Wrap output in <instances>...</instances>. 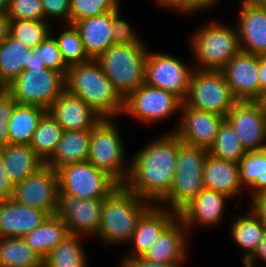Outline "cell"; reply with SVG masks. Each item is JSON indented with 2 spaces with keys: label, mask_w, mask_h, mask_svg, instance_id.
Instances as JSON below:
<instances>
[{
  "label": "cell",
  "mask_w": 266,
  "mask_h": 267,
  "mask_svg": "<svg viewBox=\"0 0 266 267\" xmlns=\"http://www.w3.org/2000/svg\"><path fill=\"white\" fill-rule=\"evenodd\" d=\"M181 143L171 130L144 145L131 158L129 176L124 185L140 198L158 205L173 185Z\"/></svg>",
  "instance_id": "1"
},
{
  "label": "cell",
  "mask_w": 266,
  "mask_h": 267,
  "mask_svg": "<svg viewBox=\"0 0 266 267\" xmlns=\"http://www.w3.org/2000/svg\"><path fill=\"white\" fill-rule=\"evenodd\" d=\"M65 83L69 93L82 99L102 118L115 119L123 114L124 99L96 59L69 66Z\"/></svg>",
  "instance_id": "2"
},
{
  "label": "cell",
  "mask_w": 266,
  "mask_h": 267,
  "mask_svg": "<svg viewBox=\"0 0 266 267\" xmlns=\"http://www.w3.org/2000/svg\"><path fill=\"white\" fill-rule=\"evenodd\" d=\"M152 205L125 185H120L103 199L100 229L96 236L98 241L107 246L128 244L142 215Z\"/></svg>",
  "instance_id": "3"
},
{
  "label": "cell",
  "mask_w": 266,
  "mask_h": 267,
  "mask_svg": "<svg viewBox=\"0 0 266 267\" xmlns=\"http://www.w3.org/2000/svg\"><path fill=\"white\" fill-rule=\"evenodd\" d=\"M147 49L144 42L113 44L96 59L123 99L145 83Z\"/></svg>",
  "instance_id": "4"
},
{
  "label": "cell",
  "mask_w": 266,
  "mask_h": 267,
  "mask_svg": "<svg viewBox=\"0 0 266 267\" xmlns=\"http://www.w3.org/2000/svg\"><path fill=\"white\" fill-rule=\"evenodd\" d=\"M190 37V48L196 63L192 65L194 69L221 70L241 51L236 27L214 20L196 29Z\"/></svg>",
  "instance_id": "5"
},
{
  "label": "cell",
  "mask_w": 266,
  "mask_h": 267,
  "mask_svg": "<svg viewBox=\"0 0 266 267\" xmlns=\"http://www.w3.org/2000/svg\"><path fill=\"white\" fill-rule=\"evenodd\" d=\"M207 154V149L203 147L183 142L178 146L173 185L158 205L179 213L205 188L203 172Z\"/></svg>",
  "instance_id": "6"
},
{
  "label": "cell",
  "mask_w": 266,
  "mask_h": 267,
  "mask_svg": "<svg viewBox=\"0 0 266 267\" xmlns=\"http://www.w3.org/2000/svg\"><path fill=\"white\" fill-rule=\"evenodd\" d=\"M113 120L102 118L91 130L87 161L124 185L129 176L130 161L125 157L122 136Z\"/></svg>",
  "instance_id": "7"
},
{
  "label": "cell",
  "mask_w": 266,
  "mask_h": 267,
  "mask_svg": "<svg viewBox=\"0 0 266 267\" xmlns=\"http://www.w3.org/2000/svg\"><path fill=\"white\" fill-rule=\"evenodd\" d=\"M5 89L18 104L37 105L48 110L66 90L65 75L48 68H29Z\"/></svg>",
  "instance_id": "8"
},
{
  "label": "cell",
  "mask_w": 266,
  "mask_h": 267,
  "mask_svg": "<svg viewBox=\"0 0 266 267\" xmlns=\"http://www.w3.org/2000/svg\"><path fill=\"white\" fill-rule=\"evenodd\" d=\"M237 102L221 70H193L183 101L186 106L226 118Z\"/></svg>",
  "instance_id": "9"
},
{
  "label": "cell",
  "mask_w": 266,
  "mask_h": 267,
  "mask_svg": "<svg viewBox=\"0 0 266 267\" xmlns=\"http://www.w3.org/2000/svg\"><path fill=\"white\" fill-rule=\"evenodd\" d=\"M59 192L80 199H105L120 184L91 162H76L57 170Z\"/></svg>",
  "instance_id": "10"
},
{
  "label": "cell",
  "mask_w": 266,
  "mask_h": 267,
  "mask_svg": "<svg viewBox=\"0 0 266 267\" xmlns=\"http://www.w3.org/2000/svg\"><path fill=\"white\" fill-rule=\"evenodd\" d=\"M182 103L175 94L144 83L124 99L123 114L131 115L139 122L154 124L176 114Z\"/></svg>",
  "instance_id": "11"
},
{
  "label": "cell",
  "mask_w": 266,
  "mask_h": 267,
  "mask_svg": "<svg viewBox=\"0 0 266 267\" xmlns=\"http://www.w3.org/2000/svg\"><path fill=\"white\" fill-rule=\"evenodd\" d=\"M189 66V67H188ZM194 67L169 53L147 52L145 83L168 91L185 100Z\"/></svg>",
  "instance_id": "12"
},
{
  "label": "cell",
  "mask_w": 266,
  "mask_h": 267,
  "mask_svg": "<svg viewBox=\"0 0 266 267\" xmlns=\"http://www.w3.org/2000/svg\"><path fill=\"white\" fill-rule=\"evenodd\" d=\"M225 119L246 152L266 149V110L262 101H238Z\"/></svg>",
  "instance_id": "13"
},
{
  "label": "cell",
  "mask_w": 266,
  "mask_h": 267,
  "mask_svg": "<svg viewBox=\"0 0 266 267\" xmlns=\"http://www.w3.org/2000/svg\"><path fill=\"white\" fill-rule=\"evenodd\" d=\"M58 192L57 171L44 164L34 174L15 184L11 199L20 204L41 209L50 216L55 215Z\"/></svg>",
  "instance_id": "14"
},
{
  "label": "cell",
  "mask_w": 266,
  "mask_h": 267,
  "mask_svg": "<svg viewBox=\"0 0 266 267\" xmlns=\"http://www.w3.org/2000/svg\"><path fill=\"white\" fill-rule=\"evenodd\" d=\"M103 199H80L58 193L55 215L66 225L70 234L97 236L100 229Z\"/></svg>",
  "instance_id": "15"
},
{
  "label": "cell",
  "mask_w": 266,
  "mask_h": 267,
  "mask_svg": "<svg viewBox=\"0 0 266 267\" xmlns=\"http://www.w3.org/2000/svg\"><path fill=\"white\" fill-rule=\"evenodd\" d=\"M181 116L173 132L185 144L209 149L225 117L208 111H201L182 103ZM180 119V120H179Z\"/></svg>",
  "instance_id": "16"
},
{
  "label": "cell",
  "mask_w": 266,
  "mask_h": 267,
  "mask_svg": "<svg viewBox=\"0 0 266 267\" xmlns=\"http://www.w3.org/2000/svg\"><path fill=\"white\" fill-rule=\"evenodd\" d=\"M221 71L238 101H260L259 55L240 51Z\"/></svg>",
  "instance_id": "17"
},
{
  "label": "cell",
  "mask_w": 266,
  "mask_h": 267,
  "mask_svg": "<svg viewBox=\"0 0 266 267\" xmlns=\"http://www.w3.org/2000/svg\"><path fill=\"white\" fill-rule=\"evenodd\" d=\"M178 217V213L160 205H152L141 217L129 243L133 246L121 260L143 257L161 233ZM131 251V252H130Z\"/></svg>",
  "instance_id": "18"
},
{
  "label": "cell",
  "mask_w": 266,
  "mask_h": 267,
  "mask_svg": "<svg viewBox=\"0 0 266 267\" xmlns=\"http://www.w3.org/2000/svg\"><path fill=\"white\" fill-rule=\"evenodd\" d=\"M229 200L231 198L226 194L204 188L178 213V217L188 232L199 225L215 226L221 223Z\"/></svg>",
  "instance_id": "19"
},
{
  "label": "cell",
  "mask_w": 266,
  "mask_h": 267,
  "mask_svg": "<svg viewBox=\"0 0 266 267\" xmlns=\"http://www.w3.org/2000/svg\"><path fill=\"white\" fill-rule=\"evenodd\" d=\"M237 19V33L242 52L266 55V12L252 1H241Z\"/></svg>",
  "instance_id": "20"
},
{
  "label": "cell",
  "mask_w": 266,
  "mask_h": 267,
  "mask_svg": "<svg viewBox=\"0 0 266 267\" xmlns=\"http://www.w3.org/2000/svg\"><path fill=\"white\" fill-rule=\"evenodd\" d=\"M48 112L64 131L92 130L102 119L82 99L67 90L53 102Z\"/></svg>",
  "instance_id": "21"
},
{
  "label": "cell",
  "mask_w": 266,
  "mask_h": 267,
  "mask_svg": "<svg viewBox=\"0 0 266 267\" xmlns=\"http://www.w3.org/2000/svg\"><path fill=\"white\" fill-rule=\"evenodd\" d=\"M48 216L41 209L20 204L13 199L0 200V238L24 237Z\"/></svg>",
  "instance_id": "22"
},
{
  "label": "cell",
  "mask_w": 266,
  "mask_h": 267,
  "mask_svg": "<svg viewBox=\"0 0 266 267\" xmlns=\"http://www.w3.org/2000/svg\"><path fill=\"white\" fill-rule=\"evenodd\" d=\"M189 233L183 221L177 217L159 236L144 259L161 264H182L187 259Z\"/></svg>",
  "instance_id": "23"
},
{
  "label": "cell",
  "mask_w": 266,
  "mask_h": 267,
  "mask_svg": "<svg viewBox=\"0 0 266 267\" xmlns=\"http://www.w3.org/2000/svg\"><path fill=\"white\" fill-rule=\"evenodd\" d=\"M204 186L207 189L226 194L233 199L246 189L240 179L239 164L207 154L203 172Z\"/></svg>",
  "instance_id": "24"
},
{
  "label": "cell",
  "mask_w": 266,
  "mask_h": 267,
  "mask_svg": "<svg viewBox=\"0 0 266 267\" xmlns=\"http://www.w3.org/2000/svg\"><path fill=\"white\" fill-rule=\"evenodd\" d=\"M78 30L87 55L97 59L113 43V11L73 23Z\"/></svg>",
  "instance_id": "25"
},
{
  "label": "cell",
  "mask_w": 266,
  "mask_h": 267,
  "mask_svg": "<svg viewBox=\"0 0 266 267\" xmlns=\"http://www.w3.org/2000/svg\"><path fill=\"white\" fill-rule=\"evenodd\" d=\"M249 215H240L230 226V236L243 249V265L255 254L266 235V225L259 213L250 204ZM245 253V254H244Z\"/></svg>",
  "instance_id": "26"
},
{
  "label": "cell",
  "mask_w": 266,
  "mask_h": 267,
  "mask_svg": "<svg viewBox=\"0 0 266 267\" xmlns=\"http://www.w3.org/2000/svg\"><path fill=\"white\" fill-rule=\"evenodd\" d=\"M0 150L5 172L14 184L23 181L44 165L30 145L7 144Z\"/></svg>",
  "instance_id": "27"
},
{
  "label": "cell",
  "mask_w": 266,
  "mask_h": 267,
  "mask_svg": "<svg viewBox=\"0 0 266 267\" xmlns=\"http://www.w3.org/2000/svg\"><path fill=\"white\" fill-rule=\"evenodd\" d=\"M91 130L64 131L52 156L44 163L57 170L63 165L87 161Z\"/></svg>",
  "instance_id": "28"
},
{
  "label": "cell",
  "mask_w": 266,
  "mask_h": 267,
  "mask_svg": "<svg viewBox=\"0 0 266 267\" xmlns=\"http://www.w3.org/2000/svg\"><path fill=\"white\" fill-rule=\"evenodd\" d=\"M69 235L67 225L56 215H50L23 238L27 245L44 260L50 251Z\"/></svg>",
  "instance_id": "29"
},
{
  "label": "cell",
  "mask_w": 266,
  "mask_h": 267,
  "mask_svg": "<svg viewBox=\"0 0 266 267\" xmlns=\"http://www.w3.org/2000/svg\"><path fill=\"white\" fill-rule=\"evenodd\" d=\"M47 112L41 106L17 103L8 122L9 144L30 145L39 121Z\"/></svg>",
  "instance_id": "30"
},
{
  "label": "cell",
  "mask_w": 266,
  "mask_h": 267,
  "mask_svg": "<svg viewBox=\"0 0 266 267\" xmlns=\"http://www.w3.org/2000/svg\"><path fill=\"white\" fill-rule=\"evenodd\" d=\"M30 60V48L10 35L0 44V88L16 79Z\"/></svg>",
  "instance_id": "31"
},
{
  "label": "cell",
  "mask_w": 266,
  "mask_h": 267,
  "mask_svg": "<svg viewBox=\"0 0 266 267\" xmlns=\"http://www.w3.org/2000/svg\"><path fill=\"white\" fill-rule=\"evenodd\" d=\"M239 171L242 186L251 189L253 202L266 192V149L247 152L239 162Z\"/></svg>",
  "instance_id": "32"
},
{
  "label": "cell",
  "mask_w": 266,
  "mask_h": 267,
  "mask_svg": "<svg viewBox=\"0 0 266 267\" xmlns=\"http://www.w3.org/2000/svg\"><path fill=\"white\" fill-rule=\"evenodd\" d=\"M0 267H43L23 237L0 238Z\"/></svg>",
  "instance_id": "33"
},
{
  "label": "cell",
  "mask_w": 266,
  "mask_h": 267,
  "mask_svg": "<svg viewBox=\"0 0 266 267\" xmlns=\"http://www.w3.org/2000/svg\"><path fill=\"white\" fill-rule=\"evenodd\" d=\"M82 237L70 234L50 251L43 260V267H88Z\"/></svg>",
  "instance_id": "34"
},
{
  "label": "cell",
  "mask_w": 266,
  "mask_h": 267,
  "mask_svg": "<svg viewBox=\"0 0 266 267\" xmlns=\"http://www.w3.org/2000/svg\"><path fill=\"white\" fill-rule=\"evenodd\" d=\"M63 132L62 127L49 112L39 121L30 146L44 163L52 156Z\"/></svg>",
  "instance_id": "35"
},
{
  "label": "cell",
  "mask_w": 266,
  "mask_h": 267,
  "mask_svg": "<svg viewBox=\"0 0 266 267\" xmlns=\"http://www.w3.org/2000/svg\"><path fill=\"white\" fill-rule=\"evenodd\" d=\"M207 151L214 157L238 164L247 153L235 130L226 119L220 125L216 138Z\"/></svg>",
  "instance_id": "36"
},
{
  "label": "cell",
  "mask_w": 266,
  "mask_h": 267,
  "mask_svg": "<svg viewBox=\"0 0 266 267\" xmlns=\"http://www.w3.org/2000/svg\"><path fill=\"white\" fill-rule=\"evenodd\" d=\"M50 24L46 20L10 19L9 35L33 49L51 35Z\"/></svg>",
  "instance_id": "37"
},
{
  "label": "cell",
  "mask_w": 266,
  "mask_h": 267,
  "mask_svg": "<svg viewBox=\"0 0 266 267\" xmlns=\"http://www.w3.org/2000/svg\"><path fill=\"white\" fill-rule=\"evenodd\" d=\"M64 29L54 38L57 41L65 64L69 67L91 60L85 51L80 34L75 26L73 24H64Z\"/></svg>",
  "instance_id": "38"
},
{
  "label": "cell",
  "mask_w": 266,
  "mask_h": 267,
  "mask_svg": "<svg viewBox=\"0 0 266 267\" xmlns=\"http://www.w3.org/2000/svg\"><path fill=\"white\" fill-rule=\"evenodd\" d=\"M119 0H70V24L117 10Z\"/></svg>",
  "instance_id": "39"
},
{
  "label": "cell",
  "mask_w": 266,
  "mask_h": 267,
  "mask_svg": "<svg viewBox=\"0 0 266 267\" xmlns=\"http://www.w3.org/2000/svg\"><path fill=\"white\" fill-rule=\"evenodd\" d=\"M55 34L51 35L36 48H33L34 54L38 56L41 62H44L46 68L67 74L68 66L62 59L57 41L54 38Z\"/></svg>",
  "instance_id": "40"
},
{
  "label": "cell",
  "mask_w": 266,
  "mask_h": 267,
  "mask_svg": "<svg viewBox=\"0 0 266 267\" xmlns=\"http://www.w3.org/2000/svg\"><path fill=\"white\" fill-rule=\"evenodd\" d=\"M7 15L10 19L45 20L42 0H9Z\"/></svg>",
  "instance_id": "41"
},
{
  "label": "cell",
  "mask_w": 266,
  "mask_h": 267,
  "mask_svg": "<svg viewBox=\"0 0 266 267\" xmlns=\"http://www.w3.org/2000/svg\"><path fill=\"white\" fill-rule=\"evenodd\" d=\"M120 9L119 7L113 11V43L119 45L142 43L143 40L138 36V33L132 29L131 25L125 19L121 18Z\"/></svg>",
  "instance_id": "42"
},
{
  "label": "cell",
  "mask_w": 266,
  "mask_h": 267,
  "mask_svg": "<svg viewBox=\"0 0 266 267\" xmlns=\"http://www.w3.org/2000/svg\"><path fill=\"white\" fill-rule=\"evenodd\" d=\"M16 104L13 96L5 88H0V148L9 144L8 122Z\"/></svg>",
  "instance_id": "43"
},
{
  "label": "cell",
  "mask_w": 266,
  "mask_h": 267,
  "mask_svg": "<svg viewBox=\"0 0 266 267\" xmlns=\"http://www.w3.org/2000/svg\"><path fill=\"white\" fill-rule=\"evenodd\" d=\"M42 5L46 21L58 20L70 24V0H42Z\"/></svg>",
  "instance_id": "44"
},
{
  "label": "cell",
  "mask_w": 266,
  "mask_h": 267,
  "mask_svg": "<svg viewBox=\"0 0 266 267\" xmlns=\"http://www.w3.org/2000/svg\"><path fill=\"white\" fill-rule=\"evenodd\" d=\"M156 4L161 6V8L165 9H171L176 10L177 12H180L181 14H189L194 15L196 12H200L192 3L190 0H154Z\"/></svg>",
  "instance_id": "45"
},
{
  "label": "cell",
  "mask_w": 266,
  "mask_h": 267,
  "mask_svg": "<svg viewBox=\"0 0 266 267\" xmlns=\"http://www.w3.org/2000/svg\"><path fill=\"white\" fill-rule=\"evenodd\" d=\"M15 184L10 180L5 172L0 150V200L11 199L14 192Z\"/></svg>",
  "instance_id": "46"
},
{
  "label": "cell",
  "mask_w": 266,
  "mask_h": 267,
  "mask_svg": "<svg viewBox=\"0 0 266 267\" xmlns=\"http://www.w3.org/2000/svg\"><path fill=\"white\" fill-rule=\"evenodd\" d=\"M120 262L121 267H185L184 264H161L151 262L144 259L143 257H138L129 260H120Z\"/></svg>",
  "instance_id": "47"
},
{
  "label": "cell",
  "mask_w": 266,
  "mask_h": 267,
  "mask_svg": "<svg viewBox=\"0 0 266 267\" xmlns=\"http://www.w3.org/2000/svg\"><path fill=\"white\" fill-rule=\"evenodd\" d=\"M257 260L266 263V235L260 242L255 254L244 265H247L248 267H256Z\"/></svg>",
  "instance_id": "48"
},
{
  "label": "cell",
  "mask_w": 266,
  "mask_h": 267,
  "mask_svg": "<svg viewBox=\"0 0 266 267\" xmlns=\"http://www.w3.org/2000/svg\"><path fill=\"white\" fill-rule=\"evenodd\" d=\"M260 101L266 97V55L259 56Z\"/></svg>",
  "instance_id": "49"
},
{
  "label": "cell",
  "mask_w": 266,
  "mask_h": 267,
  "mask_svg": "<svg viewBox=\"0 0 266 267\" xmlns=\"http://www.w3.org/2000/svg\"><path fill=\"white\" fill-rule=\"evenodd\" d=\"M254 209L262 217L264 224L266 225V192L250 203Z\"/></svg>",
  "instance_id": "50"
},
{
  "label": "cell",
  "mask_w": 266,
  "mask_h": 267,
  "mask_svg": "<svg viewBox=\"0 0 266 267\" xmlns=\"http://www.w3.org/2000/svg\"><path fill=\"white\" fill-rule=\"evenodd\" d=\"M10 18L7 14H0V44L9 36Z\"/></svg>",
  "instance_id": "51"
},
{
  "label": "cell",
  "mask_w": 266,
  "mask_h": 267,
  "mask_svg": "<svg viewBox=\"0 0 266 267\" xmlns=\"http://www.w3.org/2000/svg\"><path fill=\"white\" fill-rule=\"evenodd\" d=\"M191 3L199 10L202 12V10H206L211 7H215V5L217 6V4L221 1V0H190Z\"/></svg>",
  "instance_id": "52"
},
{
  "label": "cell",
  "mask_w": 266,
  "mask_h": 267,
  "mask_svg": "<svg viewBox=\"0 0 266 267\" xmlns=\"http://www.w3.org/2000/svg\"><path fill=\"white\" fill-rule=\"evenodd\" d=\"M29 68H46L44 62H41L34 54V50L30 49V60L24 66V70H28Z\"/></svg>",
  "instance_id": "53"
},
{
  "label": "cell",
  "mask_w": 266,
  "mask_h": 267,
  "mask_svg": "<svg viewBox=\"0 0 266 267\" xmlns=\"http://www.w3.org/2000/svg\"><path fill=\"white\" fill-rule=\"evenodd\" d=\"M9 0H0V14H7Z\"/></svg>",
  "instance_id": "54"
},
{
  "label": "cell",
  "mask_w": 266,
  "mask_h": 267,
  "mask_svg": "<svg viewBox=\"0 0 266 267\" xmlns=\"http://www.w3.org/2000/svg\"><path fill=\"white\" fill-rule=\"evenodd\" d=\"M253 3H255L261 10L266 12V0H253Z\"/></svg>",
  "instance_id": "55"
},
{
  "label": "cell",
  "mask_w": 266,
  "mask_h": 267,
  "mask_svg": "<svg viewBox=\"0 0 266 267\" xmlns=\"http://www.w3.org/2000/svg\"><path fill=\"white\" fill-rule=\"evenodd\" d=\"M261 101L263 102V104H264V106H265V110H266V97L263 98Z\"/></svg>",
  "instance_id": "56"
}]
</instances>
